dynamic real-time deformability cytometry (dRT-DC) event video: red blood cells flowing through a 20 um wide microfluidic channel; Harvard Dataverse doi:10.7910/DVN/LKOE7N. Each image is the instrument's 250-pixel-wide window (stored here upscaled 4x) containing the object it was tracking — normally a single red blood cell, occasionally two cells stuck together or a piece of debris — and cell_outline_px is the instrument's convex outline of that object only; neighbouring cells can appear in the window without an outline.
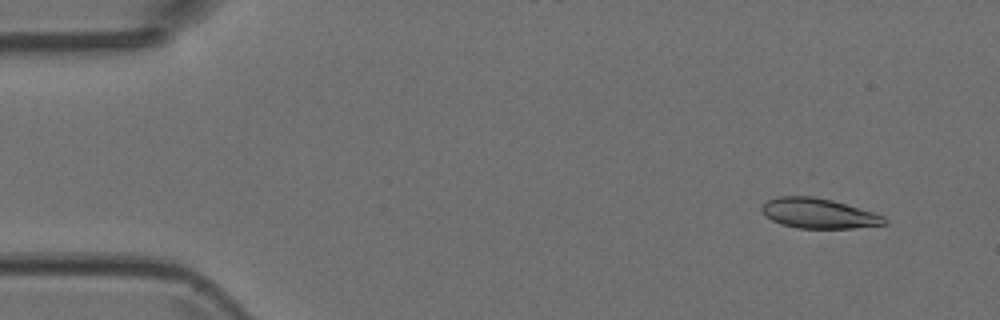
{"species": "Egyptian fruit bat (a non-hibernating species)", "species_latin": "Rousettus aegyptiacus", "temperature_condition": "room temperature", "stored_images_in_passage": 4, "camera_frame_rate_fps": 3000, "um_per_image_px": 0.085, "animal": {"sex": "female"}, "frame": {"image": 1, "passage_image": 1, "time_ms": 0.0, "image_size_px": [1000, 320], "cell_outline_px": [[888, 224], [852, 228], [796, 228], [780, 224], [764, 216], [760, 208], [760, 204], [776, 196], [812, 196], [832, 200], [872, 212], [884, 216], [888, 220]], "centroid_in_image_um": [69.53, 18.13], "position_along_channel_um": 15.5, "area_um2": 21.62}}
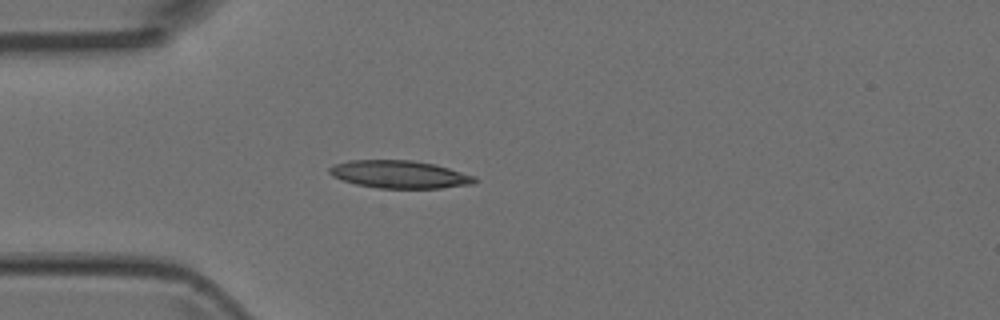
{"frame": {"image": 2, "passage_image": 4, "time_ms": 1.0, "image_size_px": [1000, 320], "cell_outline_px": [[480, 180], [472, 184], [440, 188], [380, 188], [356, 184], [332, 176], [328, 172], [328, 168], [336, 164], [348, 160], [412, 160], [436, 164], [476, 176]], "centroid_in_image_um": [34.0, 14.82], "position_along_channel_um": 51.0, "area_um2": 23.52}}